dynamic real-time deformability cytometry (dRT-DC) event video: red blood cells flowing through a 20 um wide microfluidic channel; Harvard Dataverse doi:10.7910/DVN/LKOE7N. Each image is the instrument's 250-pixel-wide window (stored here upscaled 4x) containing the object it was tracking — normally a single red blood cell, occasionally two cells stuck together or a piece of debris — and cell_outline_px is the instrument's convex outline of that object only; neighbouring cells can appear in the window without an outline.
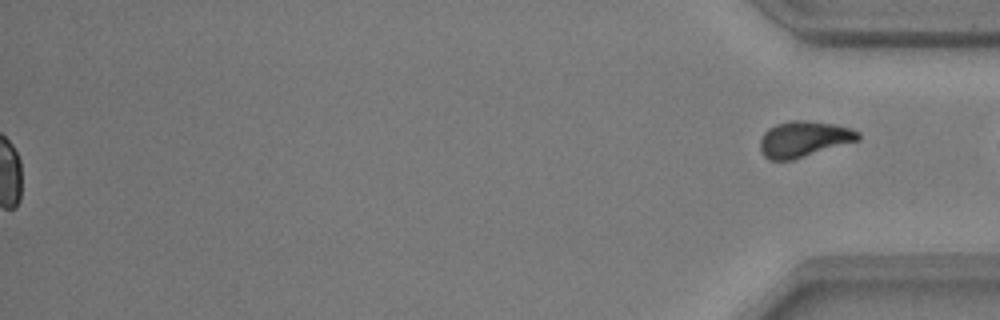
{"species": "common noctule bat (a hibernating species)", "species_latin": "Nyctalus noctula", "temperature_condition": "warm", "stored_images_in_passage": 56, "segment_of_instrument_passage": [2, 2], "camera_frame_rate_fps": 3000, "um_per_image_px": 0.085, "animal": {"sex": "male", "body_mass_g": 17.9, "forearm_length_mm": 54.2}, "frame": {"image": 1, "passage_image": 56, "time_ms": 18.333, "image_size_px": [1000, 320], "cell_outline_px": [[860, 140], [792, 160], [768, 160], [760, 152], [760, 140], [764, 132], [768, 128], [776, 124], [792, 120], [804, 120], [832, 124], [848, 128], [860, 132]], "centroid_in_image_um": [68.3, 11.83], "position_along_channel_um": 366.9, "area_um2": 20.46}}